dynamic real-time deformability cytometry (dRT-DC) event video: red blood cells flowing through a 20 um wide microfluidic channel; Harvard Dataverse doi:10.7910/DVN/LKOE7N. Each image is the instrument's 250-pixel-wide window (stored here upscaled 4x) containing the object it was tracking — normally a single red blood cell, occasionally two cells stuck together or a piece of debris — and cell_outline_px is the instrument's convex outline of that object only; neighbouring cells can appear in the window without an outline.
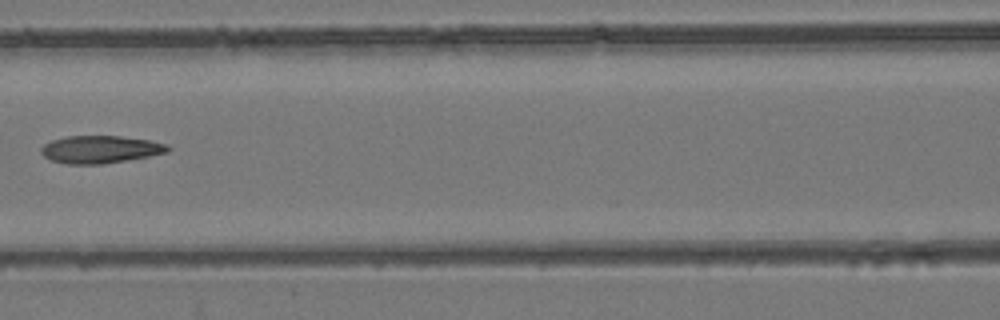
{"species": "common noctule bat (a hibernating species)", "species_latin": "Nyctalus noctula", "temperature_condition": "room temperature", "stored_images_in_passage": 7, "camera_frame_rate_fps": 3000, "um_per_image_px": 0.085, "animal": {"sex": "female", "body_mass_g": 24.6, "forearm_length_mm": 56.2}, "frame": {"image": 1, "passage_image": 5, "time_ms": 1.333, "image_size_px": [1000, 320], "cell_outline_px": [[172, 148], [168, 152], [148, 156], [100, 164], [68, 164], [52, 160], [44, 156], [40, 152], [40, 148], [44, 144], [52, 140], [68, 136], [120, 136], [148, 140], [168, 144]], "centroid_in_image_um": [8.52, 12.69], "position_along_channel_um": 158.1, "area_um2": 20.17}}
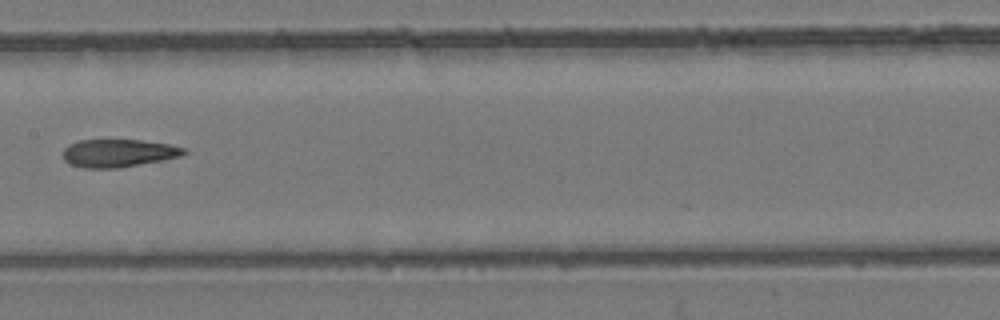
{"frame": {"image": 2, "passage_image": 6, "time_ms": 1.667, "image_size_px": [1000, 320], "cell_outline_px": [[188, 152], [180, 156], [164, 160], [120, 168], [84, 168], [72, 164], [64, 160], [60, 152], [68, 144], [80, 140], [140, 140], [168, 144], [184, 148]], "centroid_in_image_um": [10.03, 13.02], "position_along_channel_um": 197.4, "area_um2": 19.77}}
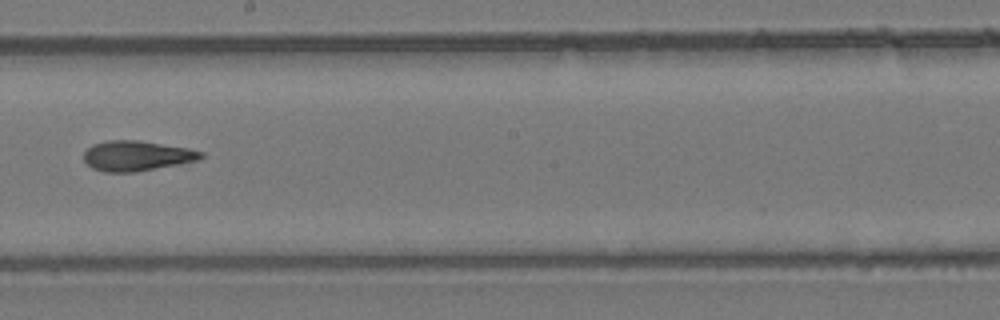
{"frame": {"image": 3, "passage_image": 7, "time_ms": 2.0, "image_size_px": [1000, 320], "cell_outline_px": [[204, 156], [200, 160], [180, 164], [136, 172], [104, 172], [92, 168], [84, 160], [84, 152], [92, 144], [108, 140], [136, 140], [188, 148], [204, 152]], "centroid_in_image_um": [11.63, 13.25], "position_along_channel_um": 236.6, "area_um2": 20.63}}